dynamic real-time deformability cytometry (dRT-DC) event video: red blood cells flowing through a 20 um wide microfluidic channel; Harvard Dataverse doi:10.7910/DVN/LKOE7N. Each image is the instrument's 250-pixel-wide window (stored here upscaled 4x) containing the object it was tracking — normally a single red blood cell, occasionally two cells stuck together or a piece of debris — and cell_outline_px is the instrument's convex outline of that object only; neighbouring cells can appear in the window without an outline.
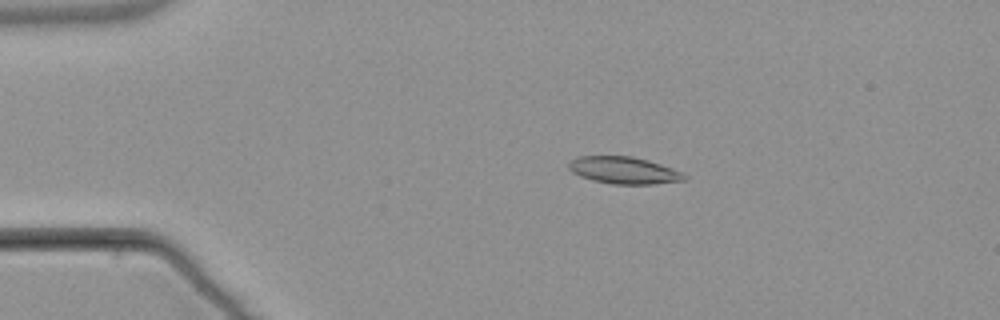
{"species": "common noctule bat (a hibernating species)", "species_latin": "Nyctalus noctula", "temperature_condition": "warm", "stored_images_in_passage": 7, "camera_frame_rate_fps": 3000, "um_per_image_px": 0.085, "animal": {"sex": "male", "body_mass_g": 21.5, "forearm_length_mm": 52.0}, "frame": {"image": 1, "passage_image": 3, "time_ms": 2.667, "image_size_px": [1000, 320], "cell_outline_px": [[688, 176], [684, 180], [652, 184], [612, 184], [592, 180], [580, 176], [572, 172], [568, 168], [568, 164], [572, 160], [580, 156], [632, 156], [648, 160], [672, 168]], "centroid_in_image_um": [53.01, 14.48], "position_along_channel_um": 32.0, "area_um2": 18.09}}
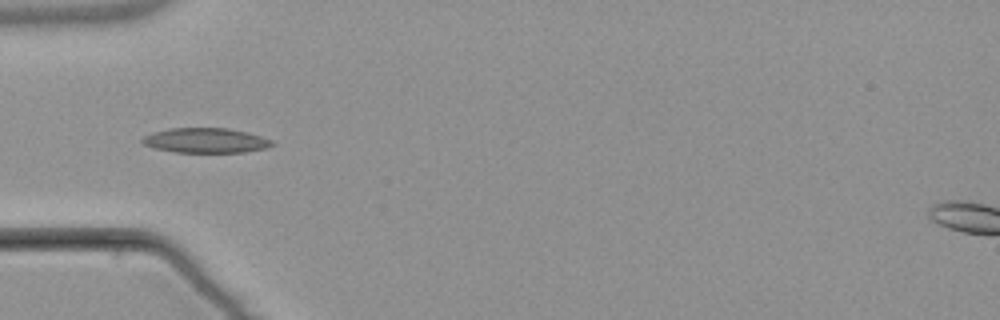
{"frame": {"image": 2, "passage_image": 5, "time_ms": 5.0, "image_size_px": [1000, 320], "cell_outline_px": [[276, 144], [268, 148], [244, 152], [176, 152], [156, 148], [144, 144], [140, 140], [144, 136], [152, 132], [168, 128], [228, 128], [248, 132], [272, 140]], "centroid_in_image_um": [17.51, 11.93], "position_along_channel_um": 67.5, "area_um2": 18.84}}
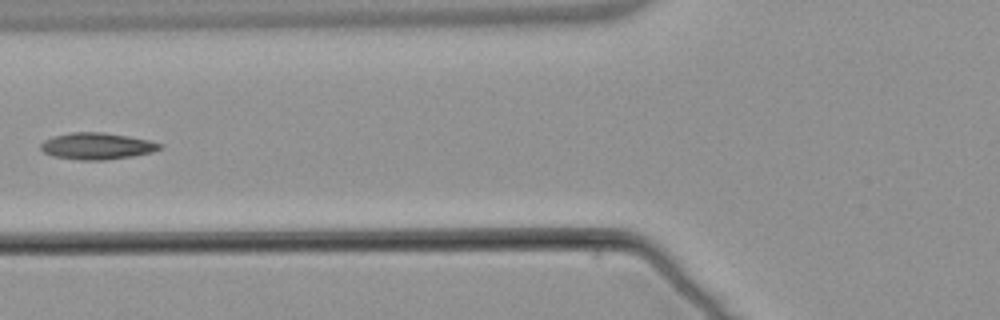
{"frame": {"image": 3, "passage_image": 6, "time_ms": 6.333, "image_size_px": [1000, 320], "cell_outline_px": [[164, 148], [152, 152], [132, 156], [104, 160], [80, 160], [52, 156], [44, 152], [40, 148], [40, 144], [44, 140], [52, 136], [72, 132], [104, 132], [128, 136], [148, 140], [164, 144]], "centroid_in_image_um": [8.25, 12.41], "position_along_channel_um": 117.6, "area_um2": 18.61}}